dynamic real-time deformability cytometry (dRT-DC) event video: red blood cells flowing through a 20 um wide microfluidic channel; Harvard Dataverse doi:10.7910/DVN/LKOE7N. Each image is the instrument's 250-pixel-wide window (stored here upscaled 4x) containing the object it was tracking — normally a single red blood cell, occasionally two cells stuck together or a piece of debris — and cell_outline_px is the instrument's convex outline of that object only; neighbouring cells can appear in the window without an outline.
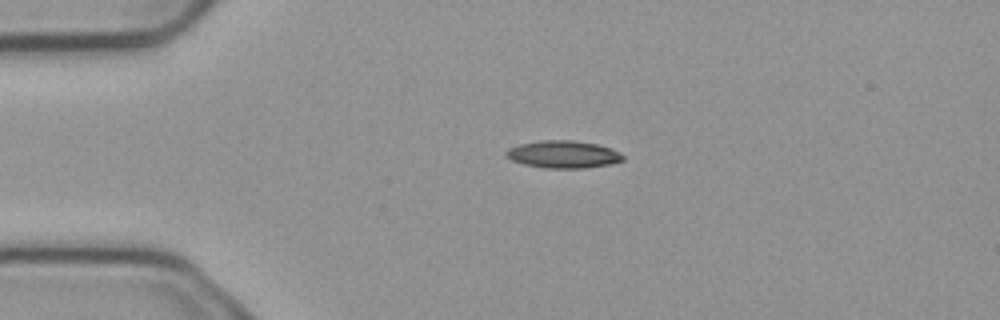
{"species": "common noctule bat (a hibernating species)", "species_latin": "Nyctalus noctula", "temperature_condition": "cold", "stored_images_in_passage": 4, "camera_frame_rate_fps": 3000, "um_per_image_px": 0.085, "animal": {"sex": "male", "body_mass_g": 23.1, "forearm_length_mm": 52.7}, "frame": {"image": 1, "passage_image": 3, "time_ms": 0.667, "image_size_px": [1000, 320], "cell_outline_px": [[624, 160], [608, 164], [584, 168], [544, 168], [524, 164], [512, 160], [504, 156], [504, 152], [508, 148], [520, 144], [540, 140], [572, 140], [596, 144], [620, 152], [624, 156]], "centroid_in_image_um": [47.83, 13.12], "position_along_channel_um": 37.2, "area_um2": 18.61}}